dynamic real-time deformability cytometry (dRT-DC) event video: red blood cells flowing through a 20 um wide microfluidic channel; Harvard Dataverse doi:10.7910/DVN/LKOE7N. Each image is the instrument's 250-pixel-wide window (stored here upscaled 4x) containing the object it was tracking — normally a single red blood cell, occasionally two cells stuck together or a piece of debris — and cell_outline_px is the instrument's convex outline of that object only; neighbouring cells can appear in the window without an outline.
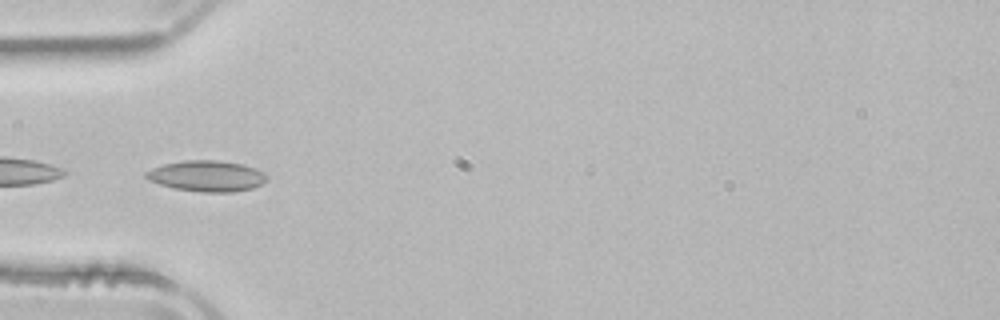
{"species": "common noctule bat (a hibernating species)", "species_latin": "Nyctalus noctula", "temperature_condition": "room temperature", "stored_images_in_passage": 33, "camera_frame_rate_fps": 3000, "um_per_image_px": 0.085, "animal": {"sex": "male", "body_mass_g": 21.5, "forearm_length_mm": 52.0}, "frame": {"image": 1, "passage_image": 1, "time_ms": 0.0, "image_size_px": [1000, 320], "cell_outline_px": [[268, 180], [252, 188], [232, 192], [200, 192], [176, 188], [160, 184], [148, 180], [144, 176], [144, 172], [152, 168], [164, 164], [184, 160], [220, 160], [244, 164], [256, 168], [268, 176]], "centroid_in_image_um": [17.58, 14.95], "position_along_channel_um": 67.4, "area_um2": 21.85}}
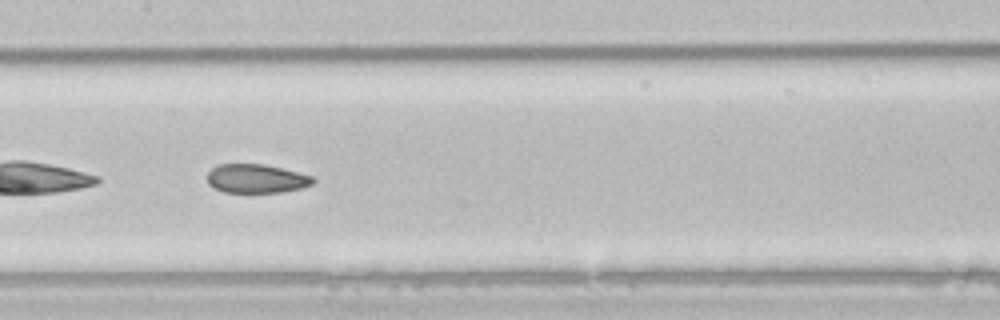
{"frame": {"image": 2, "passage_image": 10, "time_ms": 3.0, "image_size_px": [1000, 320], "cell_outline_px": [[316, 180], [312, 184], [300, 188], [280, 192], [224, 192], [208, 184], [208, 172], [212, 168], [220, 164], [264, 164], [312, 176]], "centroid_in_image_um": [21.77, 15.18], "position_along_channel_um": 185.6, "area_um2": 17.51}}
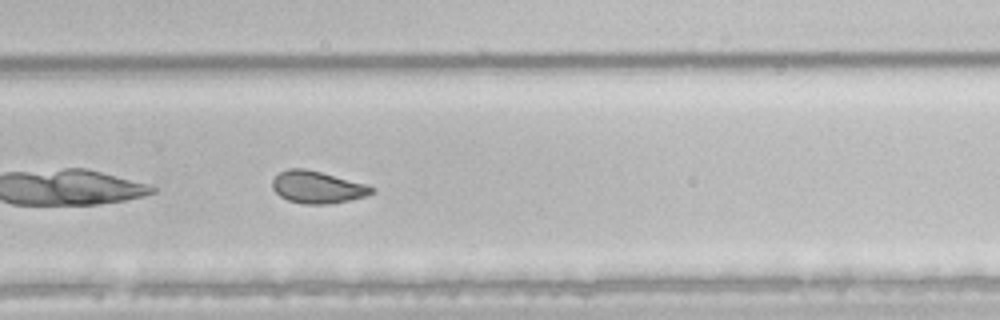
{"frame": {"image": 3, "passage_image": 19, "time_ms": 6.0, "image_size_px": [1000, 320], "cell_outline_px": [[376, 192], [364, 196], [348, 200], [328, 204], [304, 204], [288, 200], [280, 196], [272, 188], [272, 180], [280, 172], [288, 168], [304, 168], [368, 184], [376, 188]], "centroid_in_image_um": [26.99, 15.91], "position_along_channel_um": 302.8, "area_um2": 18.61}, "authors_computed_cell_mechanics": {"area_um2": 19.3052, "velocity_mm_per_s": 3.9253, "shape_relaxation_time_tau1_ms": 10.6425, "shape_relaxation_time_tau2_ms": 2.0571, "deformation_change_tau1": 0.1582, "deformation_change_tau2": 0.0785}}